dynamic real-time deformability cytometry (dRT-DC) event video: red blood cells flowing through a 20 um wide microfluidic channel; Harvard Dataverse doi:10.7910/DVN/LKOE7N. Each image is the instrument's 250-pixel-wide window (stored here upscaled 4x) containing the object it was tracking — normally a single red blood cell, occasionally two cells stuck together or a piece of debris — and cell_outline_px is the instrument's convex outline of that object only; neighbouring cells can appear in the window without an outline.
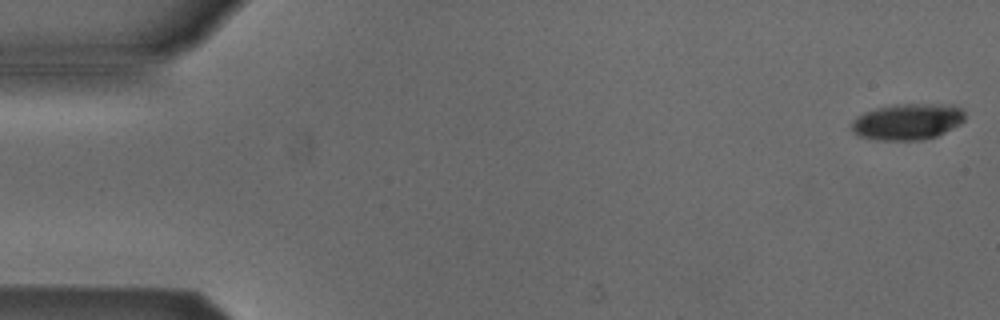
{"species": "Egyptian fruit bat (a non-hibernating species)", "species_latin": "Rousettus aegyptiacus", "temperature_condition": "cold", "stored_images_in_passage": 4, "camera_frame_rate_fps": 3000, "um_per_image_px": 0.085, "animal": {"sex": "male"}, "frame": {"image": 1, "passage_image": 1, "time_ms": 0.0, "image_size_px": [1000, 320], "cell_outline_px": [[964, 120], [960, 124], [936, 136], [920, 140], [876, 140], [856, 136], [852, 128], [852, 120], [856, 116], [864, 112], [876, 108], [896, 104], [952, 104], [960, 108], [964, 112]], "centroid_in_image_um": [77.11, 10.34], "position_along_channel_um": 7.9, "area_um2": 24.04}}
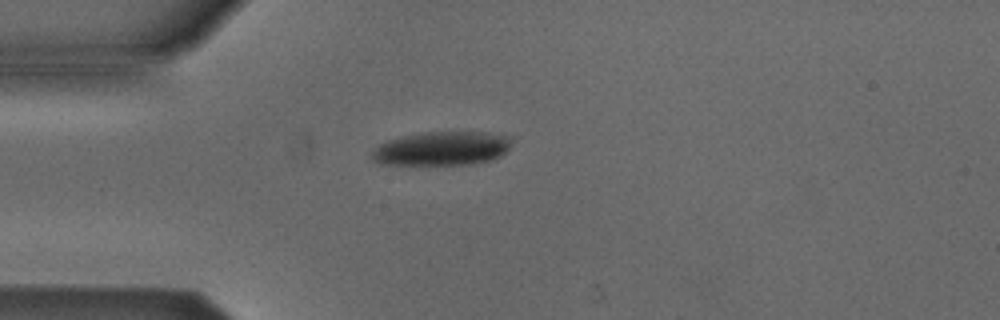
{"frame": {"image": 2, "passage_image": 4, "time_ms": 4.333, "image_size_px": [1000, 320], "cell_outline_px": [[512, 136], [508, 148], [500, 156], [492, 160], [472, 164], [380, 164], [372, 160], [372, 152], [380, 144], [388, 140], [404, 136], [424, 132], [484, 132]], "centroid_in_image_um": [37.58, 12.62], "position_along_channel_um": 47.4, "area_um2": 27.4}}